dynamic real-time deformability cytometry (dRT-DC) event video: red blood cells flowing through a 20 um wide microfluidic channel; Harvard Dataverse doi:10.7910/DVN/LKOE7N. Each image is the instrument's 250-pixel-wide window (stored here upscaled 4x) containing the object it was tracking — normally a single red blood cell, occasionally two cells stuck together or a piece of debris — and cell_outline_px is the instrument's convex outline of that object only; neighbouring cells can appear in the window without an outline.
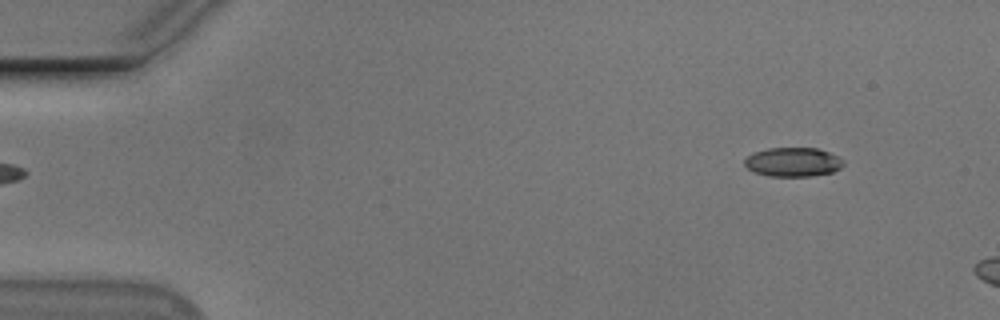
{"species": "Egyptian fruit bat (a non-hibernating species)", "species_latin": "Rousettus aegyptiacus", "temperature_condition": "cold", "stored_images_in_passage": 7, "camera_frame_rate_fps": 3000, "um_per_image_px": 0.085, "animal": {"sex": "male"}, "frame": {"image": 1, "passage_image": 1, "time_ms": 0.0, "image_size_px": [1000, 320], "cell_outline_px": [[844, 164], [840, 168], [832, 172], [812, 176], [768, 176], [756, 172], [748, 168], [744, 164], [744, 160], [748, 156], [756, 152], [768, 148], [816, 148], [828, 152], [844, 160]], "centroid_in_image_um": [67.42, 13.78], "position_along_channel_um": 17.6, "area_um2": 16.59}}